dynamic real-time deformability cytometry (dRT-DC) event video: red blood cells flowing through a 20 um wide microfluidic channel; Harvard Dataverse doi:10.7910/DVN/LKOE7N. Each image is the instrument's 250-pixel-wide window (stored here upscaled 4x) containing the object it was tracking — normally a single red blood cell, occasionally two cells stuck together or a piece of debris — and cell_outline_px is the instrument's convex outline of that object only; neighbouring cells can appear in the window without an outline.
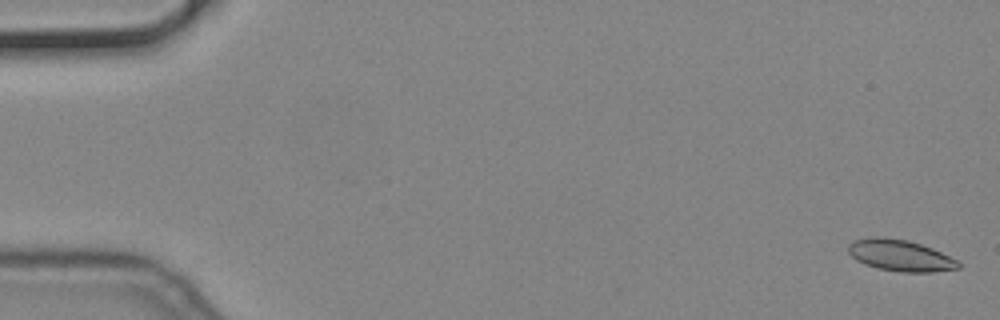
{"species": "common noctule bat (a hibernating species)", "species_latin": "Nyctalus noctula", "temperature_condition": "cold", "stored_images_in_passage": 57, "camera_frame_rate_fps": 3000, "um_per_image_px": 0.085, "animal": {"sex": "male", "body_mass_g": 19.2, "forearm_length_mm": 51.8}, "frame": {"image": 1, "passage_image": 2, "time_ms": 0.333, "image_size_px": [1000, 320], "cell_outline_px": [[960, 268], [932, 272], [900, 272], [876, 268], [864, 264], [856, 260], [848, 252], [848, 244], [852, 240], [876, 236], [908, 240], [932, 248], [956, 260], [960, 264]], "centroid_in_image_um": [76.47, 21.71], "position_along_channel_um": 8.5, "area_um2": 20.11}}
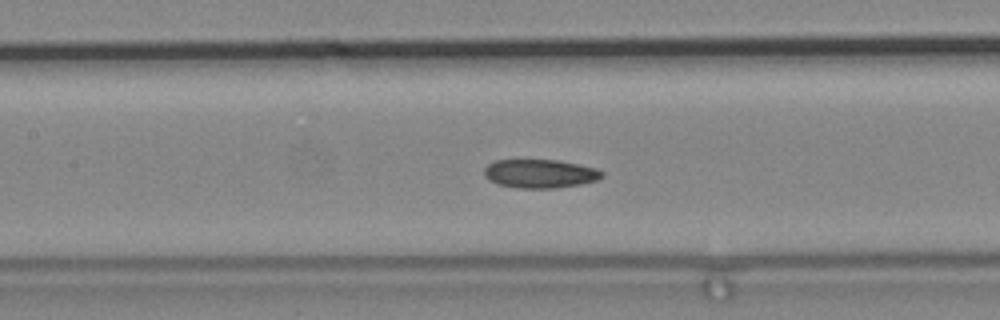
{"frame": {"image": 2, "passage_image": 27, "time_ms": 8.667, "image_size_px": [1000, 320], "cell_outline_px": [[604, 176], [596, 180], [580, 184], [556, 188], [516, 188], [496, 184], [488, 180], [484, 176], [484, 168], [488, 164], [496, 160], [556, 160], [596, 168], [604, 172]], "centroid_in_image_um": [45.86, 14.77], "position_along_channel_um": 161.5, "area_um2": 19.71}}
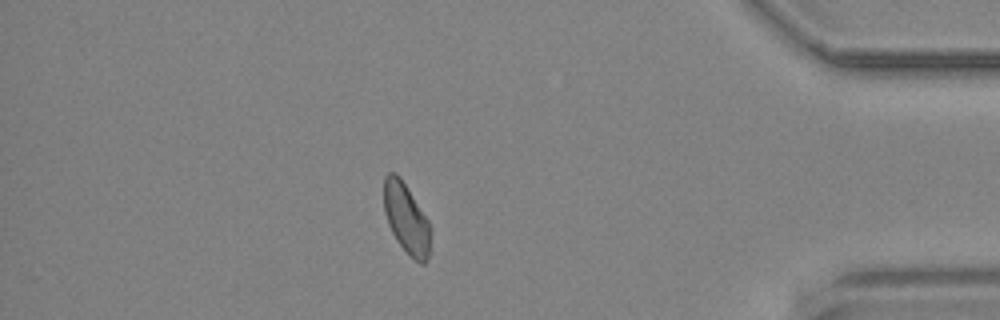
{"frame": {"image": 3, "passage_image": 50, "time_ms": 16.333, "image_size_px": [1000, 320], "cell_outline_px": [[432, 228], [428, 260], [424, 264], [420, 264], [396, 240], [388, 224], [384, 212], [384, 176], [388, 172], [396, 172], [400, 176], [428, 220]], "centroid_in_image_um": [34.55, 18.56], "position_along_channel_um": 400.7, "area_um2": 19.13}}